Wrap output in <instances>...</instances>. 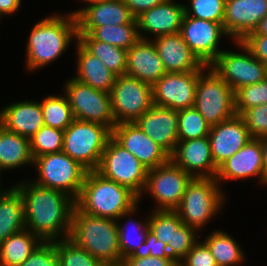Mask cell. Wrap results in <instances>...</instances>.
Returning a JSON list of instances; mask_svg holds the SVG:
<instances>
[{"instance_id": "1", "label": "cell", "mask_w": 267, "mask_h": 266, "mask_svg": "<svg viewBox=\"0 0 267 266\" xmlns=\"http://www.w3.org/2000/svg\"><path fill=\"white\" fill-rule=\"evenodd\" d=\"M28 181L14 185L24 203L26 229L43 242L69 238L75 200L62 191Z\"/></svg>"}, {"instance_id": "2", "label": "cell", "mask_w": 267, "mask_h": 266, "mask_svg": "<svg viewBox=\"0 0 267 266\" xmlns=\"http://www.w3.org/2000/svg\"><path fill=\"white\" fill-rule=\"evenodd\" d=\"M54 14L34 24L26 43V68L29 72L43 68L58 59L78 40L75 15ZM75 38V40H74Z\"/></svg>"}, {"instance_id": "3", "label": "cell", "mask_w": 267, "mask_h": 266, "mask_svg": "<svg viewBox=\"0 0 267 266\" xmlns=\"http://www.w3.org/2000/svg\"><path fill=\"white\" fill-rule=\"evenodd\" d=\"M138 203L139 197L128 187L93 170L85 176L75 207L83 213L117 220Z\"/></svg>"}, {"instance_id": "4", "label": "cell", "mask_w": 267, "mask_h": 266, "mask_svg": "<svg viewBox=\"0 0 267 266\" xmlns=\"http://www.w3.org/2000/svg\"><path fill=\"white\" fill-rule=\"evenodd\" d=\"M69 239L105 265L122 263L114 219L83 213L74 207Z\"/></svg>"}, {"instance_id": "5", "label": "cell", "mask_w": 267, "mask_h": 266, "mask_svg": "<svg viewBox=\"0 0 267 266\" xmlns=\"http://www.w3.org/2000/svg\"><path fill=\"white\" fill-rule=\"evenodd\" d=\"M221 187L215 178H193L175 209L181 221L196 230L209 223L227 199Z\"/></svg>"}, {"instance_id": "6", "label": "cell", "mask_w": 267, "mask_h": 266, "mask_svg": "<svg viewBox=\"0 0 267 266\" xmlns=\"http://www.w3.org/2000/svg\"><path fill=\"white\" fill-rule=\"evenodd\" d=\"M112 131L104 125L74 119L64 130L63 152L88 171L97 170Z\"/></svg>"}, {"instance_id": "7", "label": "cell", "mask_w": 267, "mask_h": 266, "mask_svg": "<svg viewBox=\"0 0 267 266\" xmlns=\"http://www.w3.org/2000/svg\"><path fill=\"white\" fill-rule=\"evenodd\" d=\"M38 172L36 184L59 190L74 200L79 196L88 170L63 151L36 157L33 161Z\"/></svg>"}, {"instance_id": "8", "label": "cell", "mask_w": 267, "mask_h": 266, "mask_svg": "<svg viewBox=\"0 0 267 266\" xmlns=\"http://www.w3.org/2000/svg\"><path fill=\"white\" fill-rule=\"evenodd\" d=\"M194 107L210 126L236 115L234 90L210 66L198 76Z\"/></svg>"}, {"instance_id": "9", "label": "cell", "mask_w": 267, "mask_h": 266, "mask_svg": "<svg viewBox=\"0 0 267 266\" xmlns=\"http://www.w3.org/2000/svg\"><path fill=\"white\" fill-rule=\"evenodd\" d=\"M96 171L104 178L128 187L138 197L145 189L148 169L112 137L107 142Z\"/></svg>"}, {"instance_id": "10", "label": "cell", "mask_w": 267, "mask_h": 266, "mask_svg": "<svg viewBox=\"0 0 267 266\" xmlns=\"http://www.w3.org/2000/svg\"><path fill=\"white\" fill-rule=\"evenodd\" d=\"M193 177L177 166L171 159L165 164L148 170L144 194H151L156 201L153 210H175Z\"/></svg>"}, {"instance_id": "11", "label": "cell", "mask_w": 267, "mask_h": 266, "mask_svg": "<svg viewBox=\"0 0 267 266\" xmlns=\"http://www.w3.org/2000/svg\"><path fill=\"white\" fill-rule=\"evenodd\" d=\"M110 96L115 125L134 123L153 105L152 85L128 75L116 76Z\"/></svg>"}, {"instance_id": "12", "label": "cell", "mask_w": 267, "mask_h": 266, "mask_svg": "<svg viewBox=\"0 0 267 266\" xmlns=\"http://www.w3.org/2000/svg\"><path fill=\"white\" fill-rule=\"evenodd\" d=\"M64 89L74 119L98 123L112 131L115 120L110 93L96 90L74 78L66 81Z\"/></svg>"}, {"instance_id": "13", "label": "cell", "mask_w": 267, "mask_h": 266, "mask_svg": "<svg viewBox=\"0 0 267 266\" xmlns=\"http://www.w3.org/2000/svg\"><path fill=\"white\" fill-rule=\"evenodd\" d=\"M245 53L222 50L210 67L234 90L267 78V66L241 42L233 41Z\"/></svg>"}, {"instance_id": "14", "label": "cell", "mask_w": 267, "mask_h": 266, "mask_svg": "<svg viewBox=\"0 0 267 266\" xmlns=\"http://www.w3.org/2000/svg\"><path fill=\"white\" fill-rule=\"evenodd\" d=\"M202 72H166L152 85L153 104L177 111L194 107L198 76Z\"/></svg>"}, {"instance_id": "15", "label": "cell", "mask_w": 267, "mask_h": 266, "mask_svg": "<svg viewBox=\"0 0 267 266\" xmlns=\"http://www.w3.org/2000/svg\"><path fill=\"white\" fill-rule=\"evenodd\" d=\"M180 33L193 54L205 66H210L222 51L218 48L222 36L228 37L223 24L197 19L186 14L183 17Z\"/></svg>"}, {"instance_id": "16", "label": "cell", "mask_w": 267, "mask_h": 266, "mask_svg": "<svg viewBox=\"0 0 267 266\" xmlns=\"http://www.w3.org/2000/svg\"><path fill=\"white\" fill-rule=\"evenodd\" d=\"M112 138L133 154L148 170L165 164L170 155L134 123H120L112 129Z\"/></svg>"}, {"instance_id": "17", "label": "cell", "mask_w": 267, "mask_h": 266, "mask_svg": "<svg viewBox=\"0 0 267 266\" xmlns=\"http://www.w3.org/2000/svg\"><path fill=\"white\" fill-rule=\"evenodd\" d=\"M265 173L261 140L251 138L238 152L218 166L215 179L221 185L226 180L234 181L258 177V182L263 184Z\"/></svg>"}, {"instance_id": "18", "label": "cell", "mask_w": 267, "mask_h": 266, "mask_svg": "<svg viewBox=\"0 0 267 266\" xmlns=\"http://www.w3.org/2000/svg\"><path fill=\"white\" fill-rule=\"evenodd\" d=\"M170 159L193 178H215L217 174L208 136L178 141Z\"/></svg>"}, {"instance_id": "19", "label": "cell", "mask_w": 267, "mask_h": 266, "mask_svg": "<svg viewBox=\"0 0 267 266\" xmlns=\"http://www.w3.org/2000/svg\"><path fill=\"white\" fill-rule=\"evenodd\" d=\"M266 14L267 0H226L223 28L233 41H241Z\"/></svg>"}, {"instance_id": "20", "label": "cell", "mask_w": 267, "mask_h": 266, "mask_svg": "<svg viewBox=\"0 0 267 266\" xmlns=\"http://www.w3.org/2000/svg\"><path fill=\"white\" fill-rule=\"evenodd\" d=\"M135 123L169 155L175 151L179 141L177 110L153 104Z\"/></svg>"}, {"instance_id": "21", "label": "cell", "mask_w": 267, "mask_h": 266, "mask_svg": "<svg viewBox=\"0 0 267 266\" xmlns=\"http://www.w3.org/2000/svg\"><path fill=\"white\" fill-rule=\"evenodd\" d=\"M208 137L212 157L217 167L238 152L252 138L244 120L237 114L211 126Z\"/></svg>"}, {"instance_id": "22", "label": "cell", "mask_w": 267, "mask_h": 266, "mask_svg": "<svg viewBox=\"0 0 267 266\" xmlns=\"http://www.w3.org/2000/svg\"><path fill=\"white\" fill-rule=\"evenodd\" d=\"M185 4H178L173 0H165L155 7L146 10L136 18L140 39L149 40L147 35L153 34V38L161 35L180 32ZM143 32H145L143 34Z\"/></svg>"}, {"instance_id": "23", "label": "cell", "mask_w": 267, "mask_h": 266, "mask_svg": "<svg viewBox=\"0 0 267 266\" xmlns=\"http://www.w3.org/2000/svg\"><path fill=\"white\" fill-rule=\"evenodd\" d=\"M151 40L166 72L204 71L208 67L193 54L180 32L161 35Z\"/></svg>"}, {"instance_id": "24", "label": "cell", "mask_w": 267, "mask_h": 266, "mask_svg": "<svg viewBox=\"0 0 267 266\" xmlns=\"http://www.w3.org/2000/svg\"><path fill=\"white\" fill-rule=\"evenodd\" d=\"M165 73L163 62L151 39H139L127 50L125 75L153 85Z\"/></svg>"}, {"instance_id": "25", "label": "cell", "mask_w": 267, "mask_h": 266, "mask_svg": "<svg viewBox=\"0 0 267 266\" xmlns=\"http://www.w3.org/2000/svg\"><path fill=\"white\" fill-rule=\"evenodd\" d=\"M77 27H99L103 25H121L137 23L124 0H111L87 4L72 12Z\"/></svg>"}, {"instance_id": "26", "label": "cell", "mask_w": 267, "mask_h": 266, "mask_svg": "<svg viewBox=\"0 0 267 266\" xmlns=\"http://www.w3.org/2000/svg\"><path fill=\"white\" fill-rule=\"evenodd\" d=\"M0 125L30 139L44 126L40 102L21 100L3 107L0 110Z\"/></svg>"}, {"instance_id": "27", "label": "cell", "mask_w": 267, "mask_h": 266, "mask_svg": "<svg viewBox=\"0 0 267 266\" xmlns=\"http://www.w3.org/2000/svg\"><path fill=\"white\" fill-rule=\"evenodd\" d=\"M77 46V81L90 87L107 93L111 92L116 75L110 71L104 63L90 53L78 40L74 43Z\"/></svg>"}, {"instance_id": "28", "label": "cell", "mask_w": 267, "mask_h": 266, "mask_svg": "<svg viewBox=\"0 0 267 266\" xmlns=\"http://www.w3.org/2000/svg\"><path fill=\"white\" fill-rule=\"evenodd\" d=\"M30 140L0 125V174L31 164L33 166Z\"/></svg>"}, {"instance_id": "29", "label": "cell", "mask_w": 267, "mask_h": 266, "mask_svg": "<svg viewBox=\"0 0 267 266\" xmlns=\"http://www.w3.org/2000/svg\"><path fill=\"white\" fill-rule=\"evenodd\" d=\"M24 203L15 187L0 191V244L12 234L24 230Z\"/></svg>"}, {"instance_id": "30", "label": "cell", "mask_w": 267, "mask_h": 266, "mask_svg": "<svg viewBox=\"0 0 267 266\" xmlns=\"http://www.w3.org/2000/svg\"><path fill=\"white\" fill-rule=\"evenodd\" d=\"M42 242L26 228L12 234L0 244V266L22 264Z\"/></svg>"}, {"instance_id": "31", "label": "cell", "mask_w": 267, "mask_h": 266, "mask_svg": "<svg viewBox=\"0 0 267 266\" xmlns=\"http://www.w3.org/2000/svg\"><path fill=\"white\" fill-rule=\"evenodd\" d=\"M78 34H90L95 40L128 50L139 39L137 23L77 27Z\"/></svg>"}, {"instance_id": "32", "label": "cell", "mask_w": 267, "mask_h": 266, "mask_svg": "<svg viewBox=\"0 0 267 266\" xmlns=\"http://www.w3.org/2000/svg\"><path fill=\"white\" fill-rule=\"evenodd\" d=\"M203 241L213 255L217 266L242 265L246 260L241 246L233 236L223 230L212 231Z\"/></svg>"}, {"instance_id": "33", "label": "cell", "mask_w": 267, "mask_h": 266, "mask_svg": "<svg viewBox=\"0 0 267 266\" xmlns=\"http://www.w3.org/2000/svg\"><path fill=\"white\" fill-rule=\"evenodd\" d=\"M78 41L116 76L125 75L126 49L97 41L90 34H78Z\"/></svg>"}, {"instance_id": "34", "label": "cell", "mask_w": 267, "mask_h": 266, "mask_svg": "<svg viewBox=\"0 0 267 266\" xmlns=\"http://www.w3.org/2000/svg\"><path fill=\"white\" fill-rule=\"evenodd\" d=\"M138 206L139 204L116 220L122 260L131 256L134 251L145 242L147 232L149 231L148 219L142 223L140 220L135 221L132 217H130V215L135 214V212L138 211ZM127 216L128 220H126V223L122 225L121 222H118V220L120 221L123 218L126 219ZM129 224H131L132 227H128Z\"/></svg>"}, {"instance_id": "35", "label": "cell", "mask_w": 267, "mask_h": 266, "mask_svg": "<svg viewBox=\"0 0 267 266\" xmlns=\"http://www.w3.org/2000/svg\"><path fill=\"white\" fill-rule=\"evenodd\" d=\"M44 125L59 130H66L74 120L66 94L49 95L41 101Z\"/></svg>"}, {"instance_id": "36", "label": "cell", "mask_w": 267, "mask_h": 266, "mask_svg": "<svg viewBox=\"0 0 267 266\" xmlns=\"http://www.w3.org/2000/svg\"><path fill=\"white\" fill-rule=\"evenodd\" d=\"M59 266H106L69 238L54 241Z\"/></svg>"}, {"instance_id": "37", "label": "cell", "mask_w": 267, "mask_h": 266, "mask_svg": "<svg viewBox=\"0 0 267 266\" xmlns=\"http://www.w3.org/2000/svg\"><path fill=\"white\" fill-rule=\"evenodd\" d=\"M210 125L195 107L178 111V139L192 140L209 135Z\"/></svg>"}, {"instance_id": "38", "label": "cell", "mask_w": 267, "mask_h": 266, "mask_svg": "<svg viewBox=\"0 0 267 266\" xmlns=\"http://www.w3.org/2000/svg\"><path fill=\"white\" fill-rule=\"evenodd\" d=\"M147 218L149 231L167 245L172 244L173 232L183 223L175 210H152Z\"/></svg>"}, {"instance_id": "39", "label": "cell", "mask_w": 267, "mask_h": 266, "mask_svg": "<svg viewBox=\"0 0 267 266\" xmlns=\"http://www.w3.org/2000/svg\"><path fill=\"white\" fill-rule=\"evenodd\" d=\"M64 131L42 126L29 140L33 159L63 151Z\"/></svg>"}, {"instance_id": "40", "label": "cell", "mask_w": 267, "mask_h": 266, "mask_svg": "<svg viewBox=\"0 0 267 266\" xmlns=\"http://www.w3.org/2000/svg\"><path fill=\"white\" fill-rule=\"evenodd\" d=\"M235 111L241 115L245 110L267 104V78L259 83L243 86L234 92Z\"/></svg>"}, {"instance_id": "41", "label": "cell", "mask_w": 267, "mask_h": 266, "mask_svg": "<svg viewBox=\"0 0 267 266\" xmlns=\"http://www.w3.org/2000/svg\"><path fill=\"white\" fill-rule=\"evenodd\" d=\"M226 0H188L185 14L190 17L223 24Z\"/></svg>"}, {"instance_id": "42", "label": "cell", "mask_w": 267, "mask_h": 266, "mask_svg": "<svg viewBox=\"0 0 267 266\" xmlns=\"http://www.w3.org/2000/svg\"><path fill=\"white\" fill-rule=\"evenodd\" d=\"M198 235L201 237L196 229L182 223L173 232L172 244L167 245L170 256L179 263L198 241Z\"/></svg>"}, {"instance_id": "43", "label": "cell", "mask_w": 267, "mask_h": 266, "mask_svg": "<svg viewBox=\"0 0 267 266\" xmlns=\"http://www.w3.org/2000/svg\"><path fill=\"white\" fill-rule=\"evenodd\" d=\"M252 138L267 136V104L245 110L241 115Z\"/></svg>"}, {"instance_id": "44", "label": "cell", "mask_w": 267, "mask_h": 266, "mask_svg": "<svg viewBox=\"0 0 267 266\" xmlns=\"http://www.w3.org/2000/svg\"><path fill=\"white\" fill-rule=\"evenodd\" d=\"M18 266H59L53 242H42L34 252Z\"/></svg>"}, {"instance_id": "45", "label": "cell", "mask_w": 267, "mask_h": 266, "mask_svg": "<svg viewBox=\"0 0 267 266\" xmlns=\"http://www.w3.org/2000/svg\"><path fill=\"white\" fill-rule=\"evenodd\" d=\"M179 266H217V264L207 245L198 240L179 262Z\"/></svg>"}, {"instance_id": "46", "label": "cell", "mask_w": 267, "mask_h": 266, "mask_svg": "<svg viewBox=\"0 0 267 266\" xmlns=\"http://www.w3.org/2000/svg\"><path fill=\"white\" fill-rule=\"evenodd\" d=\"M158 257V258H172L169 254L167 244L159 241L156 236L148 231L145 242L137 248L131 256L128 257Z\"/></svg>"}, {"instance_id": "47", "label": "cell", "mask_w": 267, "mask_h": 266, "mask_svg": "<svg viewBox=\"0 0 267 266\" xmlns=\"http://www.w3.org/2000/svg\"><path fill=\"white\" fill-rule=\"evenodd\" d=\"M241 42L256 59L267 66V35L247 34Z\"/></svg>"}, {"instance_id": "48", "label": "cell", "mask_w": 267, "mask_h": 266, "mask_svg": "<svg viewBox=\"0 0 267 266\" xmlns=\"http://www.w3.org/2000/svg\"><path fill=\"white\" fill-rule=\"evenodd\" d=\"M122 266H179V263L173 258L158 257H126L122 260Z\"/></svg>"}, {"instance_id": "49", "label": "cell", "mask_w": 267, "mask_h": 266, "mask_svg": "<svg viewBox=\"0 0 267 266\" xmlns=\"http://www.w3.org/2000/svg\"><path fill=\"white\" fill-rule=\"evenodd\" d=\"M164 1L165 0H124L125 5L135 18Z\"/></svg>"}, {"instance_id": "50", "label": "cell", "mask_w": 267, "mask_h": 266, "mask_svg": "<svg viewBox=\"0 0 267 266\" xmlns=\"http://www.w3.org/2000/svg\"><path fill=\"white\" fill-rule=\"evenodd\" d=\"M22 0H0V16L17 13L22 5Z\"/></svg>"}, {"instance_id": "51", "label": "cell", "mask_w": 267, "mask_h": 266, "mask_svg": "<svg viewBox=\"0 0 267 266\" xmlns=\"http://www.w3.org/2000/svg\"><path fill=\"white\" fill-rule=\"evenodd\" d=\"M248 34H262L267 35V14L259 21L254 31Z\"/></svg>"}, {"instance_id": "52", "label": "cell", "mask_w": 267, "mask_h": 266, "mask_svg": "<svg viewBox=\"0 0 267 266\" xmlns=\"http://www.w3.org/2000/svg\"><path fill=\"white\" fill-rule=\"evenodd\" d=\"M260 140H261L263 163L265 171H267V136L260 138Z\"/></svg>"}, {"instance_id": "53", "label": "cell", "mask_w": 267, "mask_h": 266, "mask_svg": "<svg viewBox=\"0 0 267 266\" xmlns=\"http://www.w3.org/2000/svg\"><path fill=\"white\" fill-rule=\"evenodd\" d=\"M104 1H111V0H83L82 2L86 4H93V3L104 2Z\"/></svg>"}, {"instance_id": "54", "label": "cell", "mask_w": 267, "mask_h": 266, "mask_svg": "<svg viewBox=\"0 0 267 266\" xmlns=\"http://www.w3.org/2000/svg\"><path fill=\"white\" fill-rule=\"evenodd\" d=\"M264 184L267 186V171L265 173V177H264V180H263V185Z\"/></svg>"}, {"instance_id": "55", "label": "cell", "mask_w": 267, "mask_h": 266, "mask_svg": "<svg viewBox=\"0 0 267 266\" xmlns=\"http://www.w3.org/2000/svg\"><path fill=\"white\" fill-rule=\"evenodd\" d=\"M106 266H122V264H118V265H106Z\"/></svg>"}]
</instances>
